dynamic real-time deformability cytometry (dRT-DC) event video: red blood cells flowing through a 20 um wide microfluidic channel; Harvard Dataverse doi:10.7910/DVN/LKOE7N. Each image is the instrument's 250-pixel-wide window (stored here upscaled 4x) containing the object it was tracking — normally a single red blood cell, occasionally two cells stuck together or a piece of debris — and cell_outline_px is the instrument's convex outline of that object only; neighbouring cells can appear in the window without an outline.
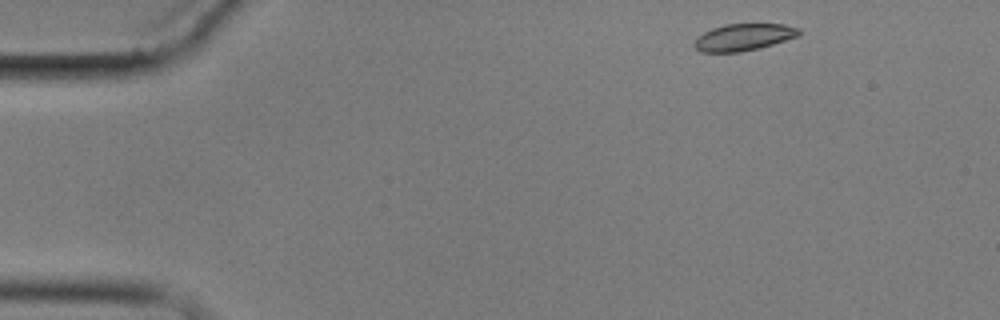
{"species": "common noctule bat (a hibernating species)", "species_latin": "Nyctalus noctula", "temperature_condition": "cold", "stored_images_in_passage": 7, "camera_frame_rate_fps": 3000, "um_per_image_px": 0.085, "animal": {"sex": "male", "body_mass_g": 17.9}, "frame": {"image": 1, "passage_image": 1, "time_ms": 0.0, "image_size_px": [1000, 320], "cell_outline_px": [[804, 32], [800, 36], [760, 48], [740, 52], [700, 52], [692, 44], [704, 32], [712, 28], [724, 24], [784, 24], [800, 28]], "centroid_in_image_um": [63.27, 3.16], "position_along_channel_um": 21.7, "area_um2": 16.59}}
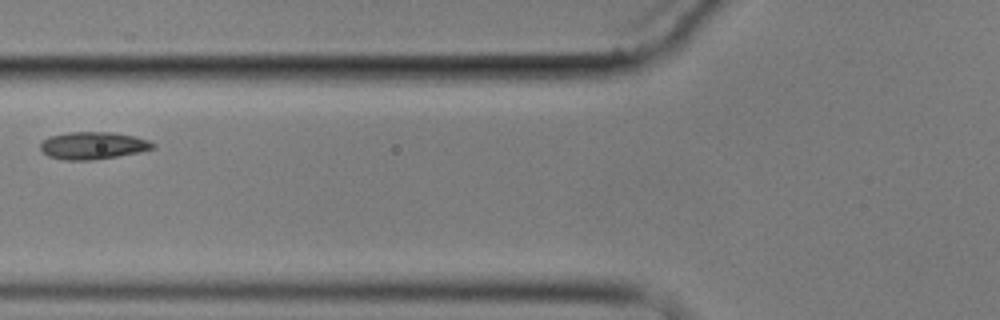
{"frame": {"image": 2, "passage_image": 5, "time_ms": 5.333, "image_size_px": [1000, 320], "cell_outline_px": [[156, 148], [140, 152], [92, 160], [64, 160], [48, 156], [40, 148], [40, 144], [48, 136], [68, 132], [112, 132], [136, 136], [148, 140], [156, 144]], "centroid_in_image_um": [7.92, 12.36], "position_along_channel_um": 117.9, "area_um2": 18.03}}
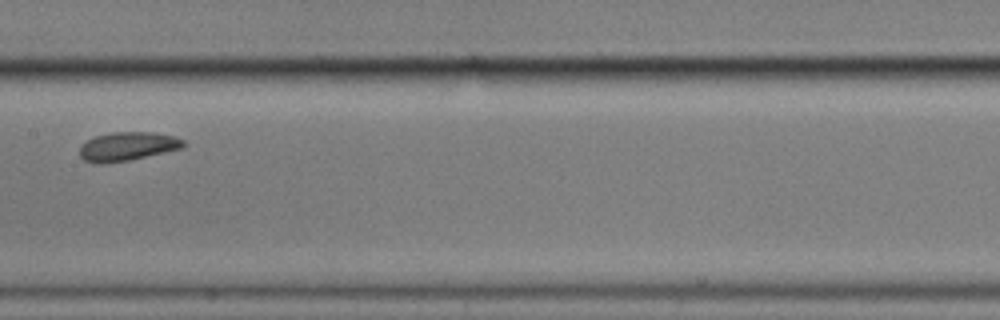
{"frame": {"image": 3, "passage_image": 7, "time_ms": 7.667, "image_size_px": [1000, 320], "cell_outline_px": [[188, 144], [184, 148], [128, 160], [100, 164], [96, 164], [84, 160], [80, 156], [80, 148], [88, 140], [96, 136], [112, 132], [152, 132], [176, 136], [184, 140]], "centroid_in_image_um": [10.9, 12.44], "position_along_channel_um": 196.5, "area_um2": 17.4}}